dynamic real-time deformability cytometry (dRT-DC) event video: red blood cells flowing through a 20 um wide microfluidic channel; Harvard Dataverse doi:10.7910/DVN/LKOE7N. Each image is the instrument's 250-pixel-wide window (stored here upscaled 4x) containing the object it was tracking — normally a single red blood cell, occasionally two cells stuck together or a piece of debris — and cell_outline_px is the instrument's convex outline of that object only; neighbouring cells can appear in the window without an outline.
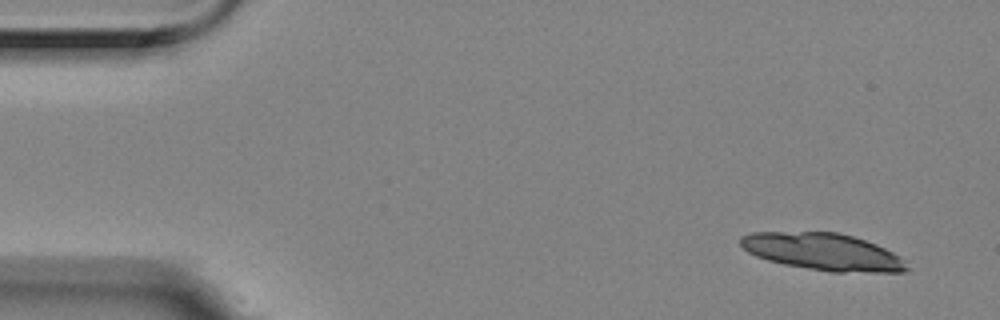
{"species": "Egyptian fruit bat (a non-hibernating species)", "species_latin": "Rousettus aegyptiacus", "temperature_condition": "room temperature", "stored_images_in_passage": 2, "camera_frame_rate_fps": 3000, "um_per_image_px": 0.085, "animal": {"sex": "female"}, "frame": {"image": 1, "passage_image": 1, "time_ms": 0.0, "image_size_px": [1000, 320], "cell_outline_px": [[908, 268], [904, 272], [832, 272], [784, 264], [768, 260], [756, 256], [748, 252], [740, 244], [740, 236], [752, 232], [840, 232], [876, 244], [900, 256], [904, 260]], "centroid_in_image_um": [69.94, 21.4], "position_along_channel_um": 15.1, "area_um2": 35.78}}